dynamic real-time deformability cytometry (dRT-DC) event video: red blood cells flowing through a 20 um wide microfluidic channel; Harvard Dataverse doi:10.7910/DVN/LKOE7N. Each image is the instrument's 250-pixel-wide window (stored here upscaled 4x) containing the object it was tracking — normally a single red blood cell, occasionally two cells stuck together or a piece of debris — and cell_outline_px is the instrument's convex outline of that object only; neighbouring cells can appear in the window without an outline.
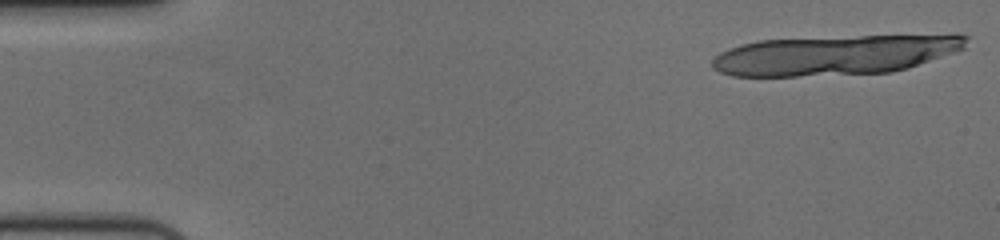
{"species": "human", "species_latin": "Homo sapiens", "temperature_condition": "cold", "stored_images_in_passage": 21, "camera_frame_rate_fps": 3000, "um_per_image_px": 0.085, "donor": {"sex": "female"}, "frame": {"image": 1, "passage_image": 1, "time_ms": 0.0, "image_size_px": [1000, 240], "cell_outline_px": [[968, 36], [964, 48], [956, 52], [908, 68], [892, 72], [796, 76], [732, 76], [720, 72], [712, 68], [712, 60], [720, 52], [728, 48], [740, 44], [760, 40], [956, 32]], "centroid_in_image_um": [71.07, 4.65], "position_along_channel_um": 13.9, "area_um2": 59.82}}
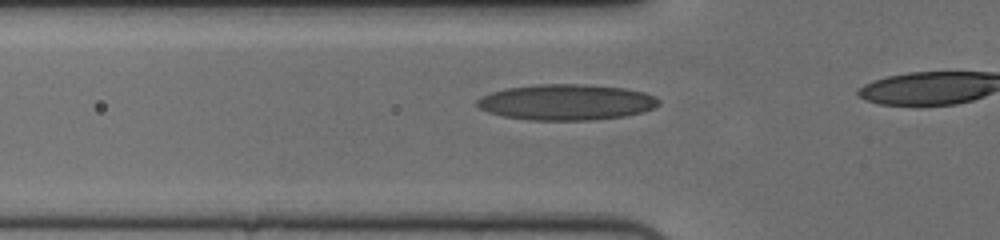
{"frame": {"image": 2, "passage_image": 15, "time_ms": 4.667, "image_size_px": [1000, 240], "cell_outline_px": [[660, 104], [656, 108], [624, 116], [596, 120], [528, 120], [504, 116], [488, 112], [480, 108], [476, 104], [476, 100], [480, 96], [504, 88], [536, 84], [584, 84], [624, 88], [644, 92], [660, 100]], "centroid_in_image_um": [48.12, 8.68], "position_along_channel_um": 77.7, "area_um2": 38.09}}
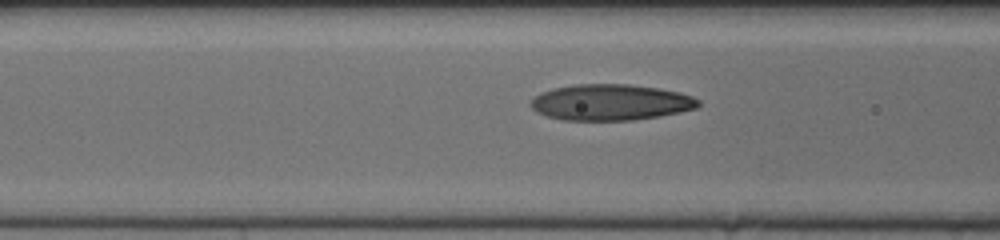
{"frame": {"image": 3, "passage_image": 18, "time_ms": 5.667, "image_size_px": [1000, 240], "cell_outline_px": [[700, 104], [696, 108], [680, 112], [660, 116], [632, 120], [560, 120], [544, 116], [536, 112], [528, 104], [532, 96], [540, 92], [552, 88], [576, 84], [628, 84], [656, 88], [680, 92], [692, 96], [700, 100]], "centroid_in_image_um": [51.84, 8.7], "position_along_channel_um": 114.8, "area_um2": 35.6}}